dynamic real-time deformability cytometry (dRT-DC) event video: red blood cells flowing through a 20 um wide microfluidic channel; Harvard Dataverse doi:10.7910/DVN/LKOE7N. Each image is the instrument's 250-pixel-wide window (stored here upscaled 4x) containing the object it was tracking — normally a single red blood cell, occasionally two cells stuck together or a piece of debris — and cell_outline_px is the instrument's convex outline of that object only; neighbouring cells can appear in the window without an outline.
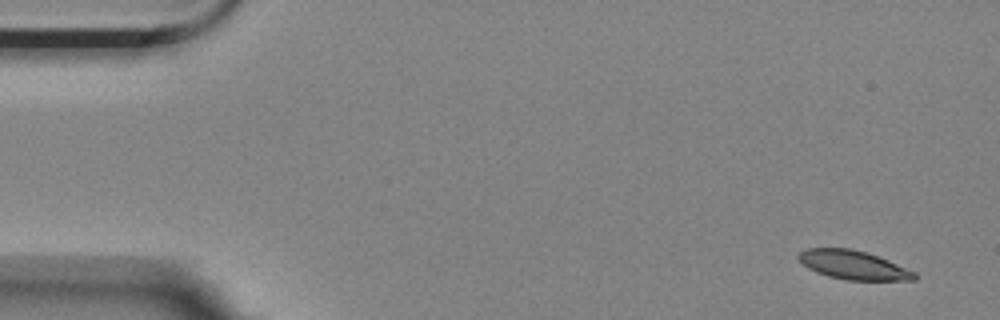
{"species": "Egyptian fruit bat (a non-hibernating species)", "species_latin": "Rousettus aegyptiacus", "temperature_condition": "room temperature", "stored_images_in_passage": 6, "camera_frame_rate_fps": 3000, "um_per_image_px": 0.085, "animal": {"sex": "female"}, "frame": {"image": 1, "passage_image": 1, "time_ms": 0.0, "image_size_px": [1000, 320], "cell_outline_px": [[916, 280], [848, 280], [828, 276], [816, 272], [808, 268], [796, 256], [804, 248], [852, 248], [888, 260], [916, 272]], "centroid_in_image_um": [72.51, 22.52], "position_along_channel_um": 12.5, "area_um2": 19.36}}
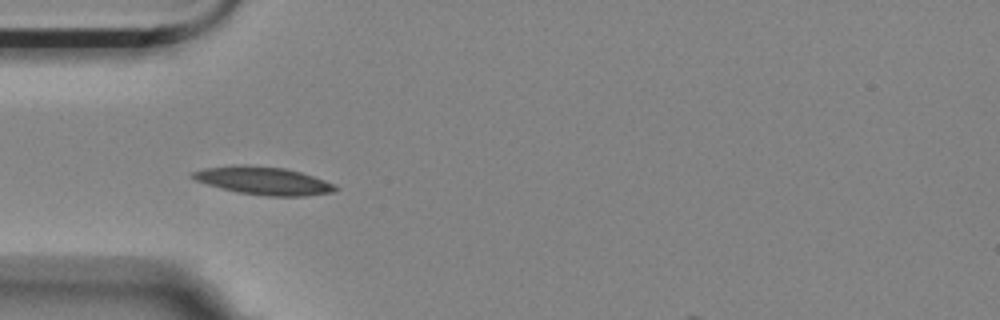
{"frame": {"image": 2, "passage_image": 5, "time_ms": 1.333, "image_size_px": [1000, 320], "cell_outline_px": [[340, 188], [332, 192], [304, 196], [268, 196], [240, 192], [220, 188], [196, 180], [188, 176], [192, 172], [204, 168], [236, 164], [244, 164], [284, 168], [300, 172], [336, 184]], "centroid_in_image_um": [22.38, 15.35], "position_along_channel_um": 62.6, "area_um2": 23.18}}
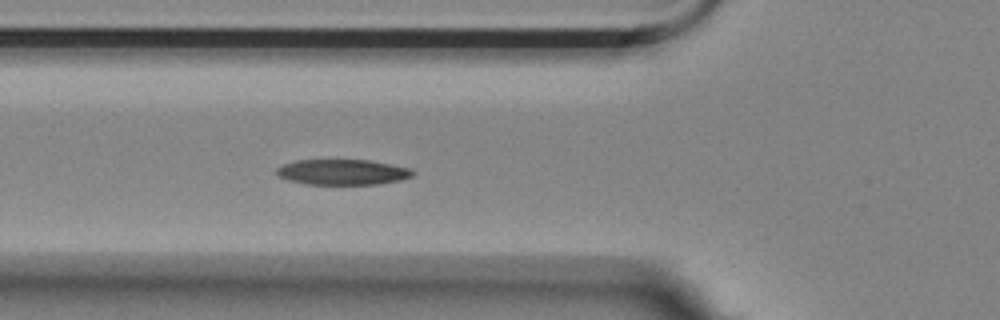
{"frame": {"image": 3, "passage_image": 6, "time_ms": 1.667, "image_size_px": [1000, 320], "cell_outline_px": [[416, 172], [412, 176], [400, 180], [380, 184], [308, 184], [288, 180], [280, 176], [276, 172], [276, 168], [284, 164], [296, 160], [368, 160], [412, 168]], "centroid_in_image_um": [29.15, 14.62], "position_along_channel_um": 96.6, "area_um2": 20.17}}